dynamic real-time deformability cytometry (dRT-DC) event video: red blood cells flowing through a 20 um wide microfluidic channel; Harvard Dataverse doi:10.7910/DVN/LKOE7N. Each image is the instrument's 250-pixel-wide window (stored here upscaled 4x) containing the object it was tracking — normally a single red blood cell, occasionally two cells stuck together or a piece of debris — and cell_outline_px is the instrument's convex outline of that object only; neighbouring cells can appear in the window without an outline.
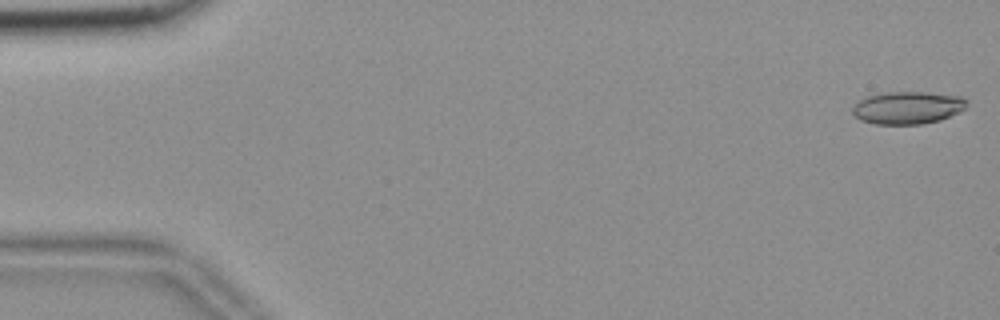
{"species": "common noctule bat (a hibernating species)", "species_latin": "Nyctalus noctula", "temperature_condition": "room temperature", "stored_images_in_passage": 11, "camera_frame_rate_fps": 3000, "um_per_image_px": 0.085, "animal": {"sex": "female", "body_mass_g": 18.4}, "frame": {"image": 1, "passage_image": 1, "time_ms": 0.0, "image_size_px": [1000, 320], "cell_outline_px": [[968, 100], [964, 108], [960, 112], [940, 120], [920, 124], [876, 124], [860, 120], [852, 112], [852, 108], [860, 100], [868, 96], [888, 92], [924, 92], [960, 96]], "centroid_in_image_um": [77.16, 9.16], "position_along_channel_um": 7.8, "area_um2": 21.5}}